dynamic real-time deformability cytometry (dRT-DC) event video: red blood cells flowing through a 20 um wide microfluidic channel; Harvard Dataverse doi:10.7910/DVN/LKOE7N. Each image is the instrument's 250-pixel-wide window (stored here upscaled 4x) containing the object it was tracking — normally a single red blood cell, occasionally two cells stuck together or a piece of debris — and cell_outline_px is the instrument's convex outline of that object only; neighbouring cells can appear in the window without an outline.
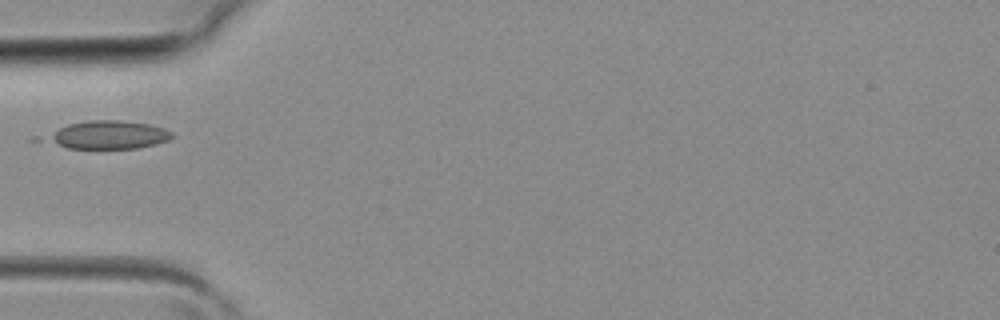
{"species": "common noctule bat (a hibernating species)", "species_latin": "Nyctalus noctula", "temperature_condition": "room temperature", "stored_images_in_passage": 3, "camera_frame_rate_fps": 3000, "um_per_image_px": 0.085, "animal": {"sex": "female", "body_mass_g": 19.3, "forearm_length_mm": 54.1}, "frame": {"image": 1, "passage_image": 3, "time_ms": 0.667, "image_size_px": [1000, 320], "cell_outline_px": [[176, 136], [168, 140], [156, 144], [140, 148], [68, 148], [52, 140], [48, 136], [60, 128], [68, 124], [88, 120], [120, 120], [148, 124], [164, 128], [172, 132]], "centroid_in_image_um": [9.36, 11.45], "position_along_channel_um": 75.6, "area_um2": 20.06}}